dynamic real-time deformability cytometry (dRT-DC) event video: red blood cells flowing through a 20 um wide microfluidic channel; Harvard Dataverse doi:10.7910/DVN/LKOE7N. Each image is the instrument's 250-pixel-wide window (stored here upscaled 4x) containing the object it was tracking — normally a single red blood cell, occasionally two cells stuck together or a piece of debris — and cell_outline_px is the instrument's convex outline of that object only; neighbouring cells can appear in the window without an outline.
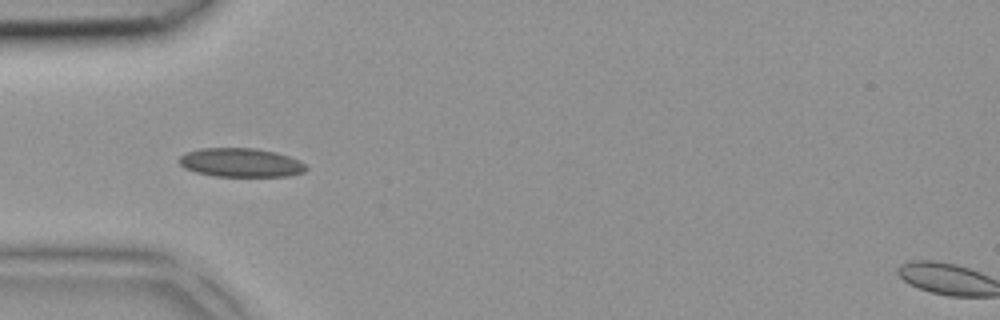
{"species": "common noctule bat (a hibernating species)", "species_latin": "Nyctalus noctula", "temperature_condition": "room temperature", "stored_images_in_passage": 2, "camera_frame_rate_fps": 3000, "um_per_image_px": 0.085, "animal": {"sex": "female", "body_mass_g": 18.4}, "frame": {"image": 1, "passage_image": 1, "time_ms": 0.0, "image_size_px": [1000, 320], "cell_outline_px": [[308, 168], [304, 172], [288, 176], [216, 176], [196, 172], [184, 168], [180, 164], [180, 156], [184, 152], [200, 148], [256, 148], [276, 152], [300, 160]], "centroid_in_image_um": [20.47, 13.81], "position_along_channel_um": 64.5, "area_um2": 21.39}}